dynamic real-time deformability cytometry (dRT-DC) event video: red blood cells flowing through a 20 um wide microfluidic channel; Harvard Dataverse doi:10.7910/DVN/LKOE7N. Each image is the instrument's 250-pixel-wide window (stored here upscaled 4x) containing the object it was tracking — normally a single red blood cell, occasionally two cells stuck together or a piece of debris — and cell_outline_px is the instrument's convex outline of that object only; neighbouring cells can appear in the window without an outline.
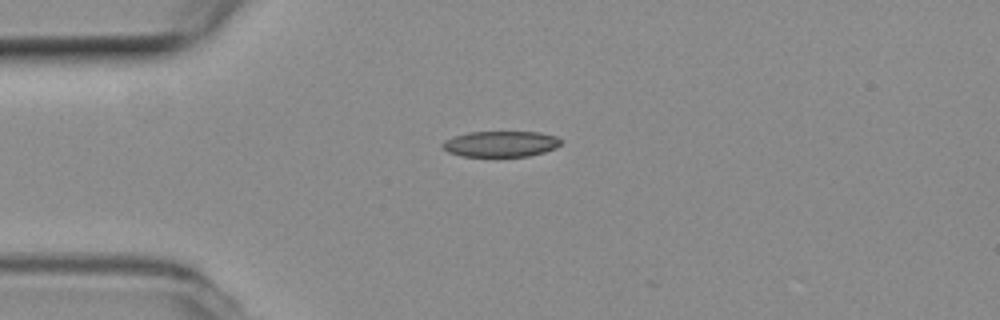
{"species": "common noctule bat (a hibernating species)", "species_latin": "Nyctalus noctula", "temperature_condition": "room temperature", "stored_images_in_passage": 10, "camera_frame_rate_fps": 3000, "um_per_image_px": 0.085, "animal": {"sex": "female", "body_mass_g": 19.3, "forearm_length_mm": 54.1}, "frame": {"image": 1, "passage_image": 1, "time_ms": 0.0, "image_size_px": [1000, 320], "cell_outline_px": [[564, 140], [556, 148], [544, 152], [528, 156], [460, 156], [448, 152], [440, 144], [444, 140], [452, 136], [468, 132], [540, 132], [556, 136]], "centroid_in_image_um": [42.56, 12.22], "position_along_channel_um": 42.4, "area_um2": 17.98}}
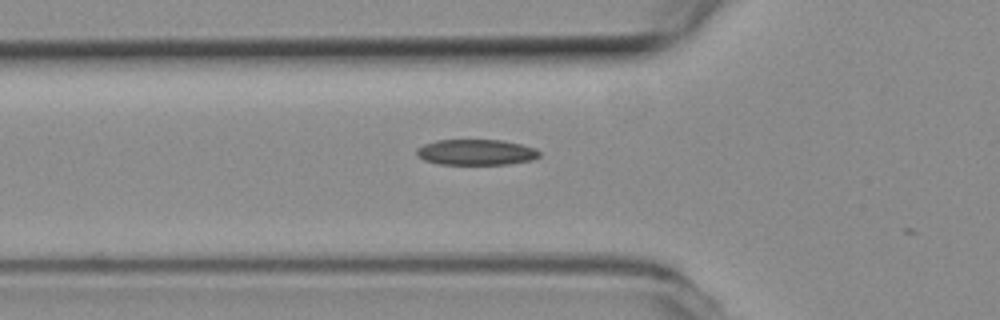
{"frame": {"image": 2, "passage_image": 6, "time_ms": 1.667, "image_size_px": [1000, 320], "cell_outline_px": [[540, 156], [532, 160], [508, 164], [440, 164], [424, 160], [416, 156], [416, 148], [424, 144], [436, 140], [500, 140], [520, 144], [536, 148], [540, 152]], "centroid_in_image_um": [40.45, 12.94], "position_along_channel_um": 85.3, "area_um2": 18.44}}
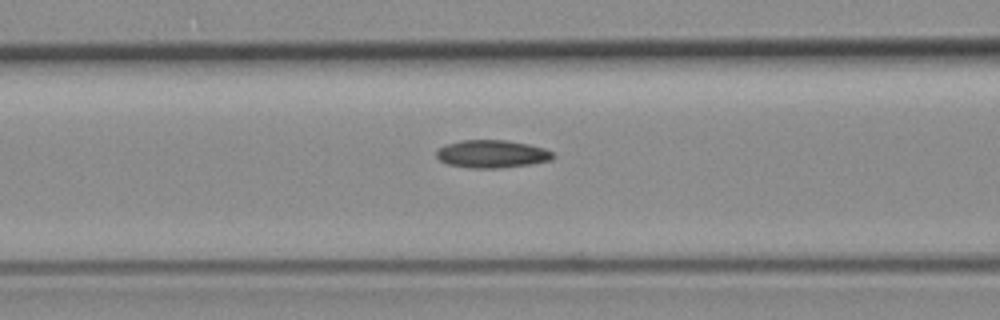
{"frame": {"image": 3, "passage_image": 9, "time_ms": 2.667, "image_size_px": [1000, 320], "cell_outline_px": [[556, 156], [552, 160], [528, 164], [500, 168], [468, 168], [448, 164], [440, 160], [436, 156], [436, 152], [444, 144], [460, 140], [504, 140], [528, 144], [544, 148], [552, 152]], "centroid_in_image_um": [41.8, 13.08], "position_along_channel_um": 124.8, "area_um2": 18.9}}